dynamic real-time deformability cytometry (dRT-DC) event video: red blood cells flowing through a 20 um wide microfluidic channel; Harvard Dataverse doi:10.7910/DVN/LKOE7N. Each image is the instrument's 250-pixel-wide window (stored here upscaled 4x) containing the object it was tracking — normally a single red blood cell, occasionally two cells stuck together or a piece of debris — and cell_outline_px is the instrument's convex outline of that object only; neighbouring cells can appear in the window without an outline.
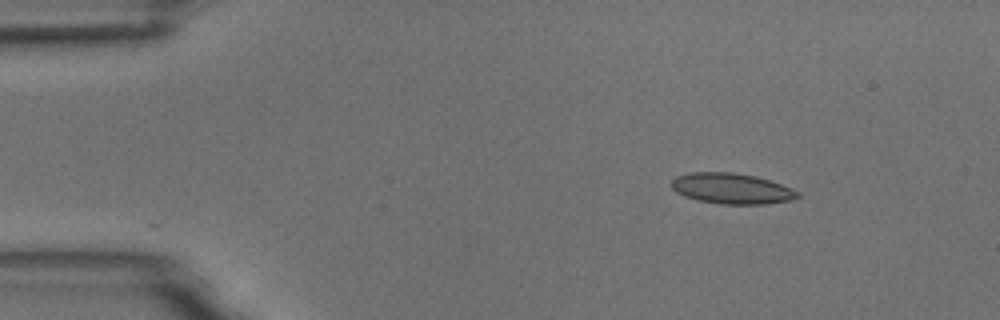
{"species": "common noctule bat (a hibernating species)", "species_latin": "Nyctalus noctula", "temperature_condition": "room temperature", "stored_images_in_passage": 9, "camera_frame_rate_fps": 3000, "um_per_image_px": 0.085, "animal": {"sex": "male", "body_mass_g": 18.8}, "frame": {"image": 1, "passage_image": 1, "time_ms": 0.0, "image_size_px": [1000, 320], "cell_outline_px": [[800, 196], [792, 200], [764, 204], [720, 204], [700, 200], [684, 196], [676, 192], [672, 188], [672, 180], [676, 176], [692, 172], [732, 172], [756, 176], [780, 184], [800, 192]], "centroid_in_image_um": [62.19, 16.02], "position_along_channel_um": 22.8, "area_um2": 22.43}}
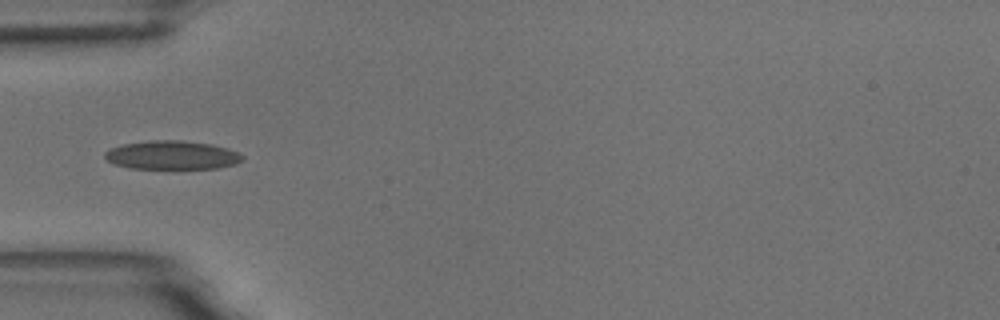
{"frame": {"image": 2, "passage_image": 3, "time_ms": 3.333, "image_size_px": [1000, 320], "cell_outline_px": [[244, 160], [236, 164], [216, 168], [128, 168], [116, 164], [108, 160], [104, 156], [104, 152], [108, 148], [124, 144], [152, 140], [180, 140], [212, 144], [228, 148], [244, 156]], "centroid_in_image_um": [14.63, 13.18], "position_along_channel_um": 70.4, "area_um2": 22.95}}
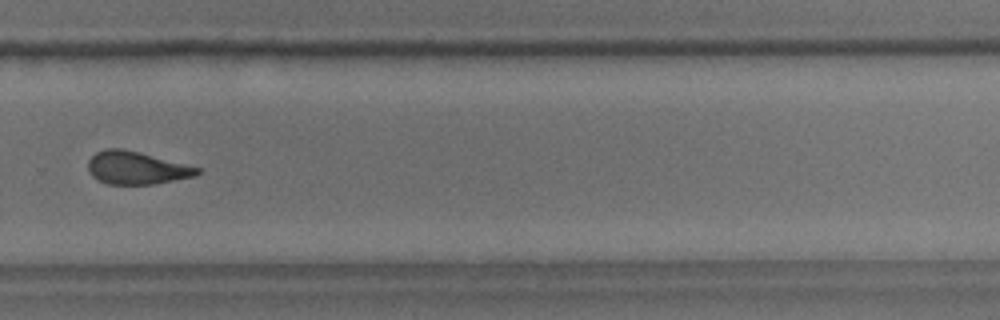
{"frame": {"image": 3, "passage_image": 9, "time_ms": 10.0, "image_size_px": [1000, 320], "cell_outline_px": [[200, 172], [196, 176], [152, 184], [108, 184], [96, 180], [88, 172], [88, 160], [96, 152], [104, 148], [124, 148], [140, 152], [200, 168]], "centroid_in_image_um": [11.55, 14.26], "position_along_channel_um": 318.2, "area_um2": 20.92}}